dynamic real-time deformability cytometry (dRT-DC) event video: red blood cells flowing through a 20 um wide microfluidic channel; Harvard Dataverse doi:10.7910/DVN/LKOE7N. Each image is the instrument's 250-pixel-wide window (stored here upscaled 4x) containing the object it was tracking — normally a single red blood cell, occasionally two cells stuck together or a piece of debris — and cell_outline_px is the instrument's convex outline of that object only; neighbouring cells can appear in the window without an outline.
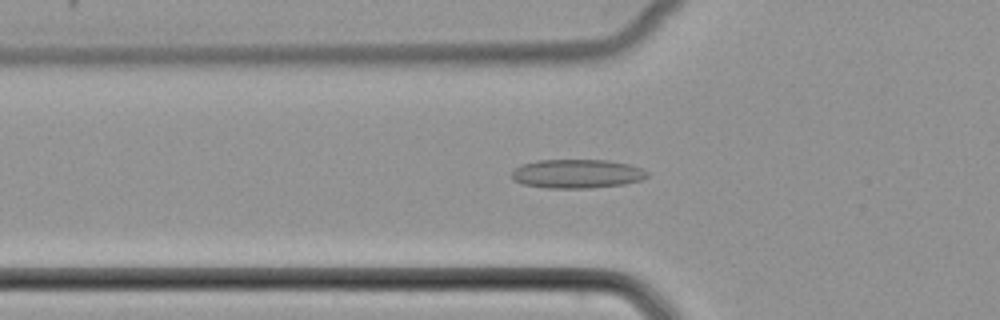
{"species": "common noctule bat (a hibernating species)", "species_latin": "Nyctalus noctula", "temperature_condition": "cold", "stored_images_in_passage": 51, "camera_frame_rate_fps": 3000, "um_per_image_px": 0.085, "animal": {"sex": "female", "body_mass_g": 22.7, "forearm_length_mm": 54.2}, "frame": {"image": 1, "passage_image": 18, "time_ms": 5.667, "image_size_px": [1000, 320], "cell_outline_px": [[648, 176], [640, 180], [624, 184], [592, 188], [544, 188], [524, 184], [516, 180], [512, 176], [512, 172], [516, 168], [524, 164], [540, 160], [608, 160], [628, 164], [640, 168], [648, 172]], "centroid_in_image_um": [49.07, 14.77], "position_along_channel_um": 76.7, "area_um2": 22.6}}
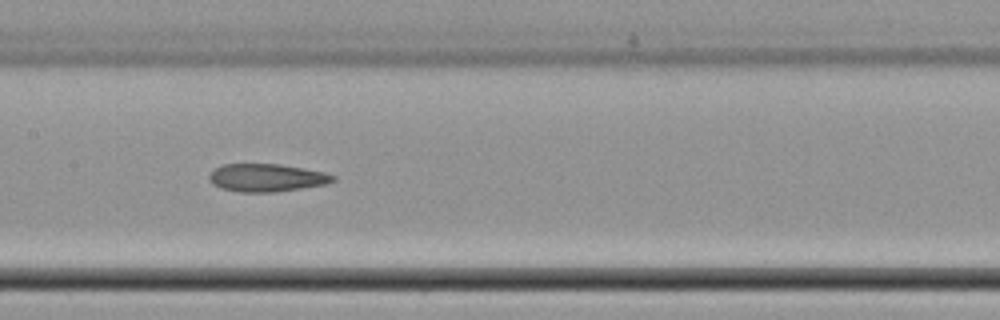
{"frame": {"image": 2, "passage_image": 26, "time_ms": 8.333, "image_size_px": [1000, 320], "cell_outline_px": [[336, 180], [324, 184], [300, 188], [272, 192], [240, 192], [220, 188], [212, 184], [208, 180], [208, 176], [220, 164], [280, 164], [304, 168], [324, 172], [336, 176]], "centroid_in_image_um": [22.63, 15.1], "position_along_channel_um": 184.8, "area_um2": 20.06}}
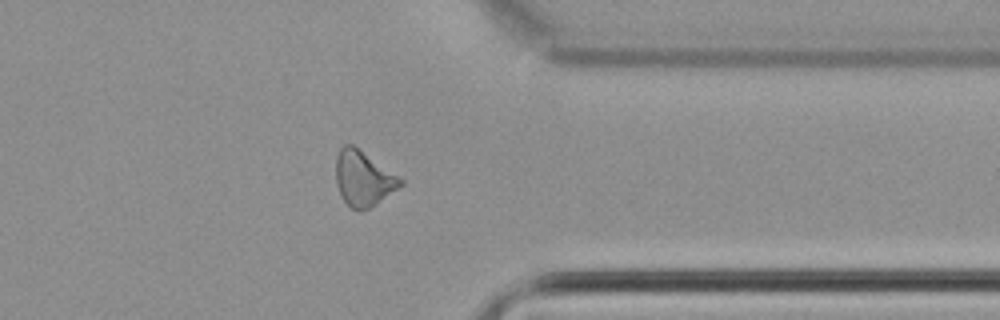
{"frame": {"image": 3, "passage_image": 41, "time_ms": 13.333, "image_size_px": [1000, 320], "cell_outline_px": [[404, 184], [368, 208], [352, 208], [340, 196], [336, 184], [336, 156], [340, 148], [344, 144], [352, 144], [404, 180]], "centroid_in_image_um": [30.85, 15.14], "position_along_channel_um": 380.5, "area_um2": 20.23}}